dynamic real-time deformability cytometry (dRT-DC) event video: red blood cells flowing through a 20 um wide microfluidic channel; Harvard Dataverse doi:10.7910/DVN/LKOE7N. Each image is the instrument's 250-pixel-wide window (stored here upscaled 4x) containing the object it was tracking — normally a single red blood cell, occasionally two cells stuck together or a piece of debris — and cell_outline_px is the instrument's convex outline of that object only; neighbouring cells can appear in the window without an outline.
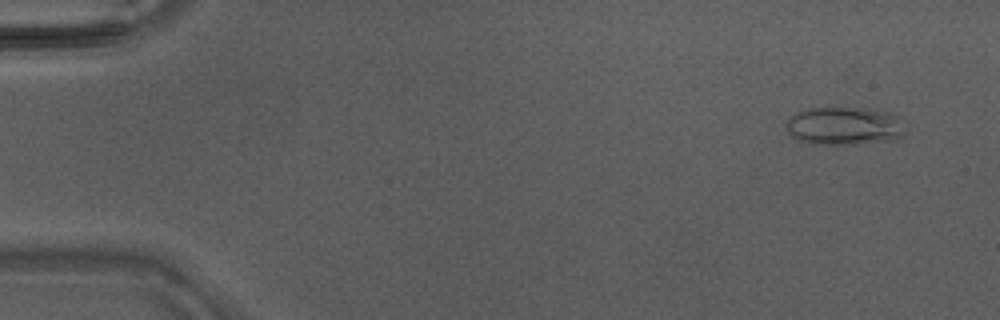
{"species": "Egyptian fruit bat (a non-hibernating species)", "species_latin": "Rousettus aegyptiacus", "temperature_condition": "warm", "stored_images_in_passage": 46, "camera_frame_rate_fps": 3000, "um_per_image_px": 0.085, "animal": {"sex": "male"}, "frame": {"image": 1, "passage_image": 4, "time_ms": 1.0, "image_size_px": [1000, 320], "cell_outline_px": [[904, 132], [896, 140], [856, 144], [816, 144], [800, 140], [792, 136], [788, 132], [784, 124], [788, 116], [796, 112], [808, 108], [872, 108], [888, 112], [900, 116], [904, 128]], "centroid_in_image_um": [71.76, 10.69], "position_along_channel_um": 13.2, "area_um2": 26.82}}
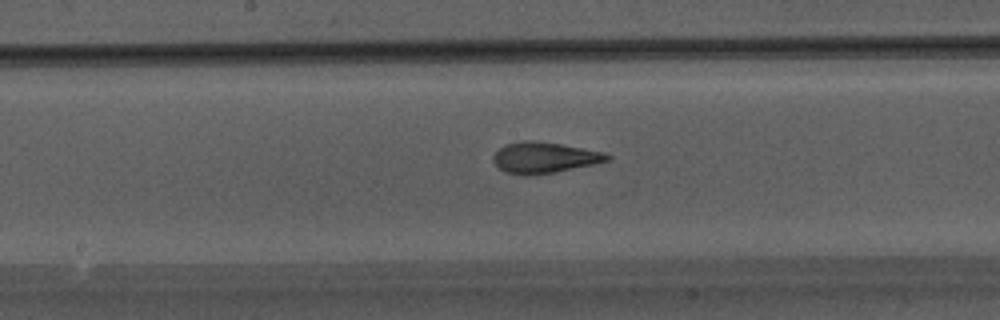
{"frame": {"image": 2, "passage_image": 25, "time_ms": 8.0, "image_size_px": [1000, 320], "cell_outline_px": [[612, 156], [608, 160], [596, 164], [556, 172], [528, 176], [508, 172], [500, 168], [492, 160], [492, 156], [504, 144], [520, 140], [532, 140], [560, 144], [604, 152]], "centroid_in_image_um": [46.27, 13.39], "position_along_channel_um": 201.9, "area_um2": 20.58}}
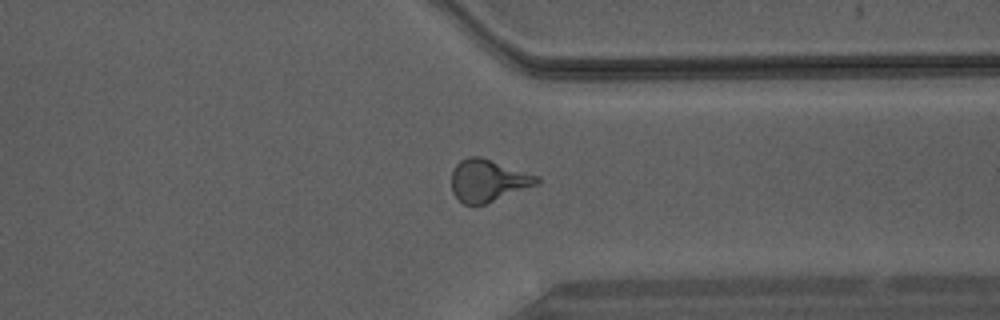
{"frame": {"image": 3, "passage_image": 36, "time_ms": 11.667, "image_size_px": [1000, 320], "cell_outline_px": [[540, 180], [536, 184], [484, 204], [464, 204], [452, 192], [452, 172], [456, 164], [460, 160], [468, 156], [480, 156], [540, 176]], "centroid_in_image_um": [41.46, 15.32], "position_along_channel_um": 369.9, "area_um2": 20.63}}